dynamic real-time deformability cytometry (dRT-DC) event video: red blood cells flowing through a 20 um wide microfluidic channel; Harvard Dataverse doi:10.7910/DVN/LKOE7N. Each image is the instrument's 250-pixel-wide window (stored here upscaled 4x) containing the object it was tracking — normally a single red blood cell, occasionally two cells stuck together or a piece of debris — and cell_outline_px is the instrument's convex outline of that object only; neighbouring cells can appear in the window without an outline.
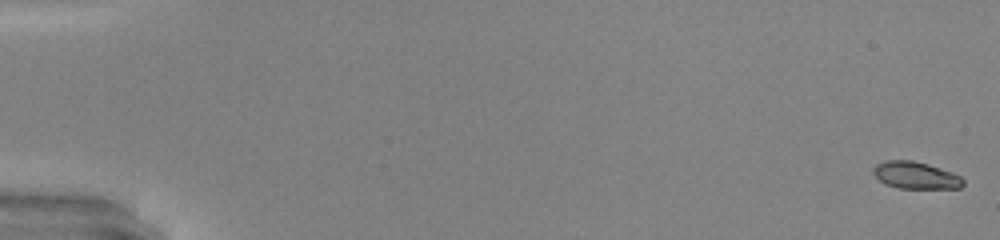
{"species": "common noctule bat (a hibernating species)", "species_latin": "Nyctalus noctula", "temperature_condition": "warm", "stored_images_in_passage": 50, "camera_frame_rate_fps": 3000, "um_per_image_px": 0.085, "animal": {"sex": "male", "body_mass_g": 20.0, "forearm_length_mm": 53.3}, "frame": {"image": 1, "passage_image": 1, "time_ms": 0.0, "image_size_px": [1000, 240], "cell_outline_px": [[964, 184], [960, 188], [900, 188], [884, 184], [872, 172], [872, 168], [876, 164], [884, 160], [912, 160], [928, 164], [952, 172], [960, 176], [964, 180]], "centroid_in_image_um": [77.81, 14.89], "position_along_channel_um": 7.2, "area_um2": 14.22}}
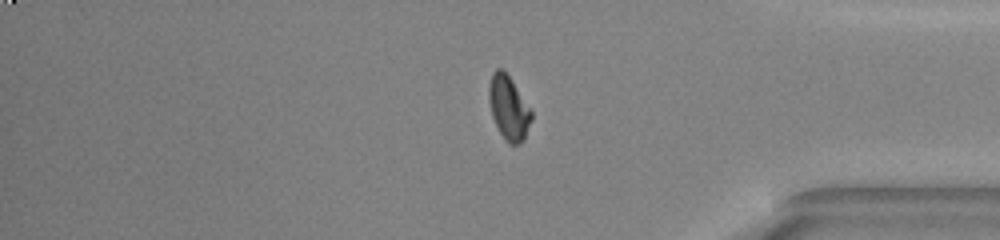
{"frame": {"image": 2, "passage_image": 42, "time_ms": 13.667, "image_size_px": [1000, 240], "cell_outline_px": [[532, 120], [524, 140], [516, 144], [508, 144], [504, 140], [492, 116], [488, 100], [488, 84], [492, 72], [496, 68], [504, 68], [512, 80], [532, 112]], "centroid_in_image_um": [43.21, 9.14], "position_along_channel_um": 392.0, "area_um2": 16.01}}
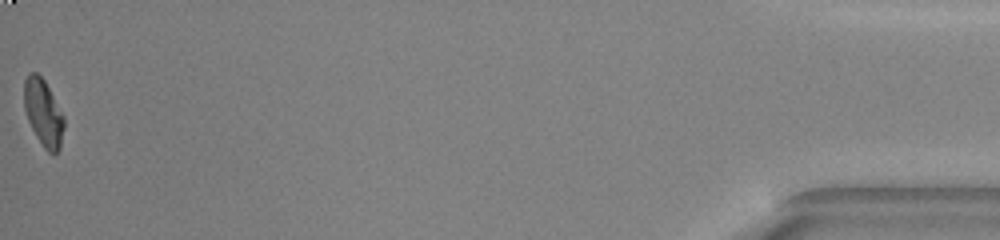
{"frame": {"image": 3, "passage_image": 50, "time_ms": 16.333, "image_size_px": [1000, 240], "cell_outline_px": [[64, 128], [60, 148], [56, 152], [48, 152], [44, 148], [36, 136], [28, 120], [24, 108], [24, 80], [28, 72], [36, 72], [44, 80], [64, 116]], "centroid_in_image_um": [3.67, 9.57], "position_along_channel_um": 431.5, "area_um2": 15.43}, "authors_computed_cell_mechanics": {"area_um2": 15.8372, "velocity_mm_per_s": 4.2723, "shape_relaxation_time_tau1_ms": 2.7968, "shape_relaxation_time_tau2_ms": 1.7611, "deformation_change_tau1": 0.1996, "deformation_change_tau2": 0.0704}}